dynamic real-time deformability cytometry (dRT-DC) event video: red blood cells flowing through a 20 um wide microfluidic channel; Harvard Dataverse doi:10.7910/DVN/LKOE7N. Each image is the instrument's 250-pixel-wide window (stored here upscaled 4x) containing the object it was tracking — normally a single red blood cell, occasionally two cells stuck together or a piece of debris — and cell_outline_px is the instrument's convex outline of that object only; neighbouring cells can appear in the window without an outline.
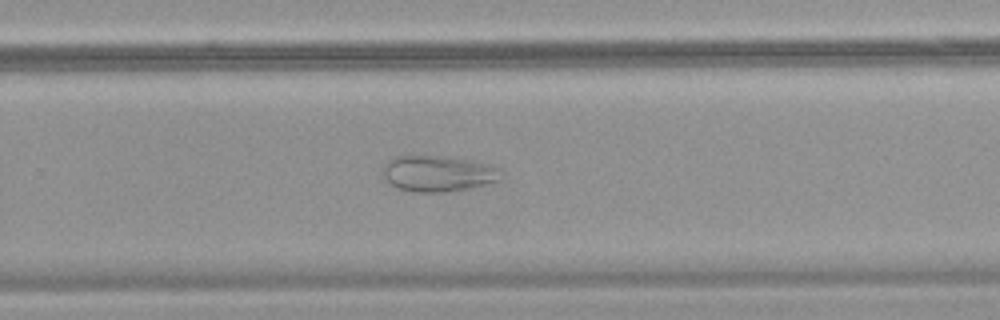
{"species": "common noctule bat (a hibernating species)", "species_latin": "Nyctalus noctula", "temperature_condition": "warm", "stored_images_in_passage": 37, "camera_frame_rate_fps": 3000, "um_per_image_px": 0.085, "animal": {"sex": "female", "body_mass_g": 18.4}, "frame": {"image": 1, "passage_image": 27, "time_ms": 8.667, "image_size_px": [1000, 320], "cell_outline_px": [[500, 168], [496, 180], [484, 184], [464, 188], [440, 192], [412, 192], [396, 188], [384, 176], [384, 164], [388, 160], [396, 156], [448, 156], [488, 164]], "centroid_in_image_um": [37.16, 14.74], "position_along_channel_um": 292.6, "area_um2": 24.16}}